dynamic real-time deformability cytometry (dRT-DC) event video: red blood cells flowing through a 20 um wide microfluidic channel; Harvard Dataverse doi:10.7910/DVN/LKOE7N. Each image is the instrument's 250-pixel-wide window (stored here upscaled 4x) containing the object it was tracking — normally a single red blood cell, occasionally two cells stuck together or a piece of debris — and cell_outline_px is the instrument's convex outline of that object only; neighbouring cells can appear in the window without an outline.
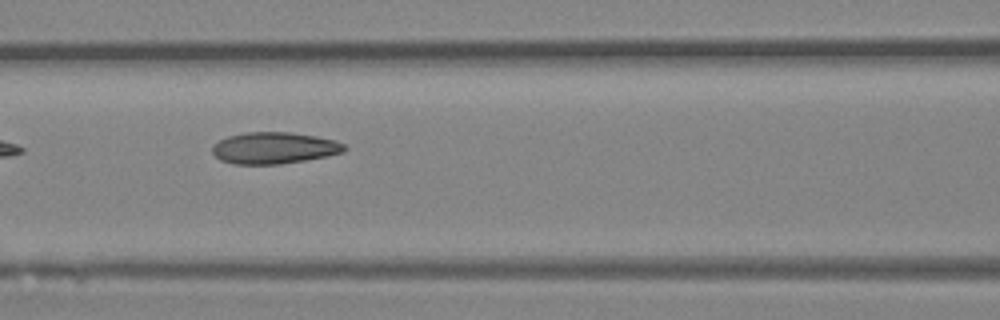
{"species": "Egyptian fruit bat (a non-hibernating species)", "species_latin": "Rousettus aegyptiacus", "temperature_condition": "room temperature", "stored_images_in_passage": 6, "camera_frame_rate_fps": 3000, "um_per_image_px": 0.085, "animal": {"sex": "female"}, "frame": {"image": 1, "passage_image": 5, "time_ms": 5.667, "image_size_px": [1000, 320], "cell_outline_px": [[348, 148], [344, 152], [328, 156], [280, 164], [232, 164], [220, 160], [212, 152], [212, 148], [220, 140], [228, 136], [248, 132], [288, 132], [316, 136], [336, 140], [344, 144]], "centroid_in_image_um": [23.34, 12.58], "position_along_channel_um": 143.3, "area_um2": 24.28}}
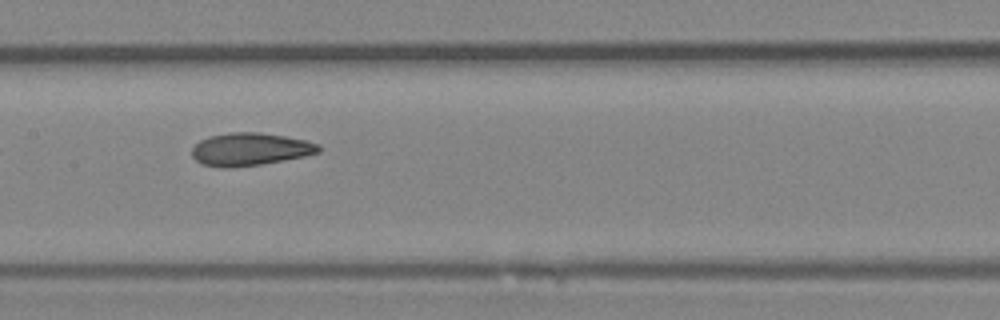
{"frame": {"image": 2, "passage_image": 6, "time_ms": 6.667, "image_size_px": [1000, 320], "cell_outline_px": [[320, 152], [304, 156], [284, 160], [260, 164], [232, 168], [220, 168], [200, 164], [192, 156], [192, 148], [200, 140], [208, 136], [228, 132], [260, 132], [284, 136], [304, 140], [320, 144]], "centroid_in_image_um": [21.22, 12.69], "position_along_channel_um": 186.2, "area_um2": 24.33}}